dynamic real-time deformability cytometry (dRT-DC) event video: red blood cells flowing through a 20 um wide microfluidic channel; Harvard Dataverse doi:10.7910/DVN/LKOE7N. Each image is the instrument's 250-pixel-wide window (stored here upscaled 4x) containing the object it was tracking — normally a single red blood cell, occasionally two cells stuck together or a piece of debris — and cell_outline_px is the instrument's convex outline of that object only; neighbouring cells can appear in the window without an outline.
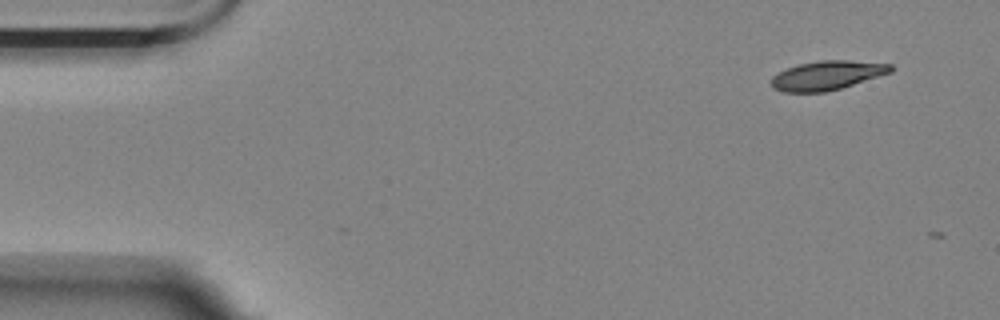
{"species": "Egyptian fruit bat (a non-hibernating species)", "species_latin": "Rousettus aegyptiacus", "temperature_condition": "room temperature", "stored_images_in_passage": 3, "camera_frame_rate_fps": 3000, "um_per_image_px": 0.085, "animal": {"sex": "female"}, "frame": {"image": 1, "passage_image": 2, "time_ms": 0.333, "image_size_px": [1000, 320], "cell_outline_px": [[892, 72], [840, 88], [824, 92], [784, 92], [772, 88], [772, 76], [788, 68], [800, 64], [820, 60], [848, 60], [892, 64]], "centroid_in_image_um": [70.3, 6.4], "position_along_channel_um": 14.7, "area_um2": 20.0}}